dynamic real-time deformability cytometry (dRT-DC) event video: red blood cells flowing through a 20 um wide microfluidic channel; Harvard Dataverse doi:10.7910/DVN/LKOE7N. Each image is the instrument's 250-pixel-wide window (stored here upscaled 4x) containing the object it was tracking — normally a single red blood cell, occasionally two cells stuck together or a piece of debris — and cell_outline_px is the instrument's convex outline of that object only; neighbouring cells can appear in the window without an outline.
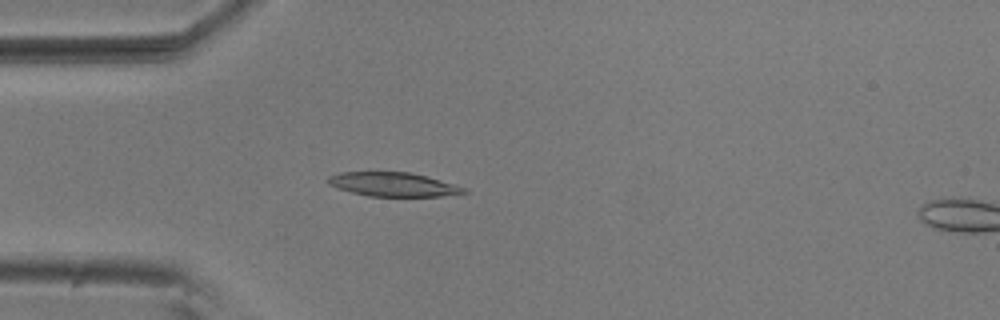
{"species": "common noctule bat (a hibernating species)", "species_latin": "Nyctalus noctula", "temperature_condition": "room temperature", "stored_images_in_passage": 33, "camera_frame_rate_fps": 3000, "um_per_image_px": 0.085, "animal": {"sex": "male", "body_mass_g": 20.5, "forearm_length_mm": 52.5}, "frame": {"image": 1, "passage_image": 5, "time_ms": 1.333, "image_size_px": [1000, 320], "cell_outline_px": [[468, 192], [440, 196], [368, 196], [336, 188], [328, 184], [328, 176], [340, 172], [408, 172], [428, 176], [468, 188]], "centroid_in_image_um": [33.43, 15.67], "position_along_channel_um": 51.6, "area_um2": 19.02}}
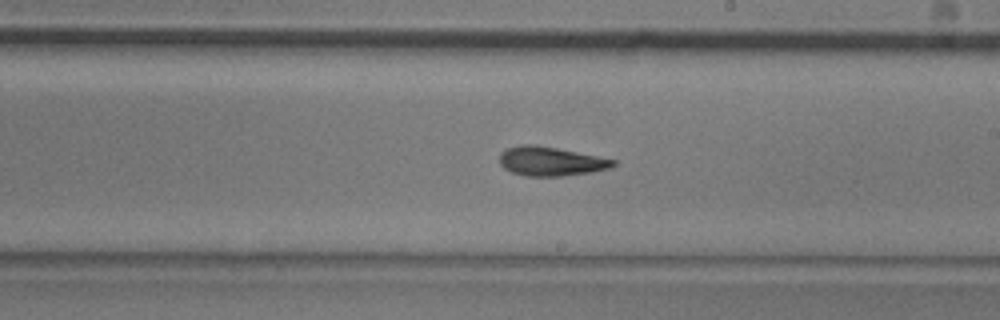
{"frame": {"image": 2, "passage_image": 21, "time_ms": 6.667, "image_size_px": [1000, 320], "cell_outline_px": [[616, 164], [612, 168], [592, 172], [564, 176], [524, 176], [512, 172], [504, 168], [500, 164], [500, 152], [508, 148], [520, 144], [536, 144], [616, 160]], "centroid_in_image_um": [46.8, 13.71], "position_along_channel_um": 242.2, "area_um2": 19.31}}
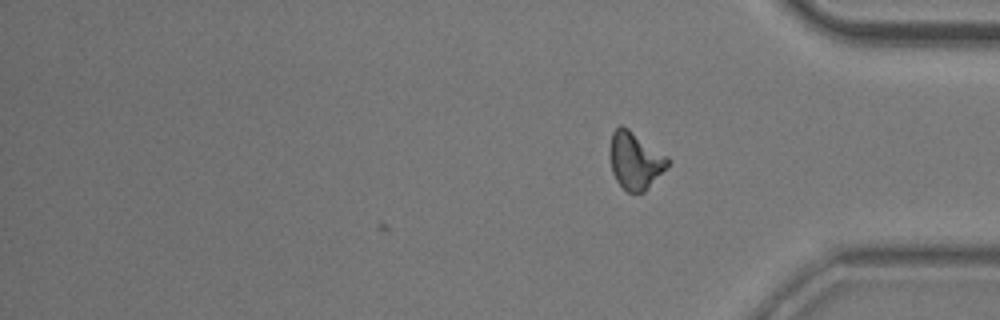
{"frame": {"image": 3, "passage_image": 33, "time_ms": 10.667, "image_size_px": [1000, 320], "cell_outline_px": [[672, 160], [644, 192], [628, 192], [616, 180], [612, 172], [608, 152], [612, 132], [620, 124], [628, 128], [668, 156]], "centroid_in_image_um": [53.96, 13.61], "position_along_channel_um": 381.2, "area_um2": 19.31}, "authors_computed_cell_mechanics": {"area_um2": 19.074, "velocity_mm_per_s": 3.7107, "shape_relaxation_time_tau1_ms": 6.8534, "shape_relaxation_time_tau2_ms": 4.1326, "deformation_change_tau1": 0.1893, "deformation_change_tau2": 0.1273}}